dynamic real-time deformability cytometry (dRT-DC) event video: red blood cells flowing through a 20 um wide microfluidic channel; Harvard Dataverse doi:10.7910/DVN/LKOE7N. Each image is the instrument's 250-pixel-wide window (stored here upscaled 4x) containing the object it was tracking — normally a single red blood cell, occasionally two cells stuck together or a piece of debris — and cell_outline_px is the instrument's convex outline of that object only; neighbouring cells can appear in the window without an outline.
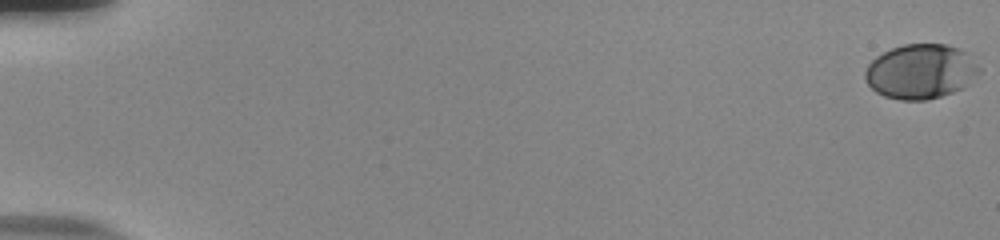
{"species": "human", "species_latin": "Homo sapiens", "temperature_condition": "room temperature", "stored_images_in_passage": 57, "camera_frame_rate_fps": 3000, "um_per_image_px": 0.085, "donor": {"sex": "male"}, "frame": {"image": 1, "passage_image": 1, "time_ms": 0.0, "image_size_px": [1000, 240], "cell_outline_px": [[980, 72], [964, 88], [928, 100], [900, 100], [884, 96], [876, 92], [868, 84], [864, 76], [864, 72], [868, 64], [876, 56], [892, 48], [904, 44], [948, 44], [960, 48], [968, 52], [980, 68]], "centroid_in_image_um": [78.27, 6.07], "position_along_channel_um": 6.7, "area_um2": 36.59}}
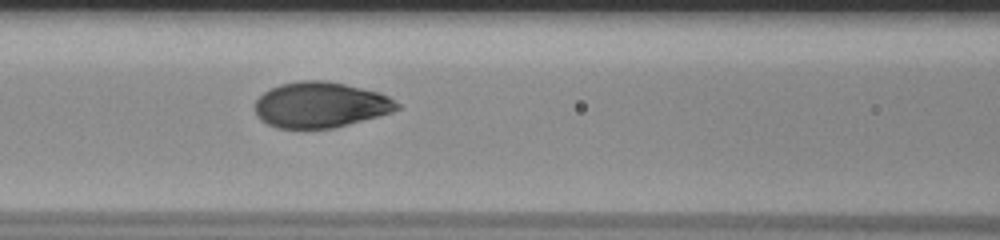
{"frame": {"image": 2, "passage_image": 27, "time_ms": 8.667, "image_size_px": [1000, 240], "cell_outline_px": [[400, 108], [392, 112], [348, 124], [332, 128], [276, 128], [260, 120], [256, 116], [256, 100], [264, 92], [280, 84], [300, 80], [324, 80], [344, 84], [380, 92], [388, 96], [400, 104]], "centroid_in_image_um": [27.24, 8.91], "position_along_channel_um": 139.4, "area_um2": 37.69}}
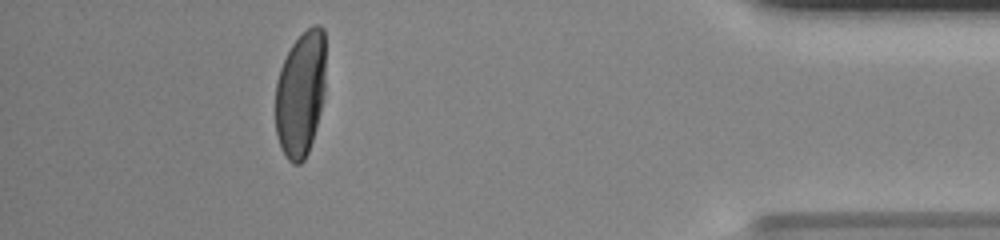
{"frame": {"image": 3, "passage_image": 52, "time_ms": 17.0, "image_size_px": [1000, 240], "cell_outline_px": [[324, 92], [320, 112], [312, 140], [308, 152], [304, 160], [300, 164], [292, 164], [288, 160], [280, 148], [276, 136], [276, 80], [280, 68], [292, 44], [308, 28], [316, 24], [320, 24], [324, 28]], "centroid_in_image_um": [25.53, 8.0], "position_along_channel_um": 409.7, "area_um2": 36.7}, "authors_computed_cell_mechanics": {"area_um2": 37.6278, "velocity_mm_per_s": 3.7617, "shape_relaxation_time_tau1_ms": 3.5936, "shape_relaxation_time_tau2_ms": null, "deformation_change_tau1": 0.1823, "deformation_change_tau2": null}}